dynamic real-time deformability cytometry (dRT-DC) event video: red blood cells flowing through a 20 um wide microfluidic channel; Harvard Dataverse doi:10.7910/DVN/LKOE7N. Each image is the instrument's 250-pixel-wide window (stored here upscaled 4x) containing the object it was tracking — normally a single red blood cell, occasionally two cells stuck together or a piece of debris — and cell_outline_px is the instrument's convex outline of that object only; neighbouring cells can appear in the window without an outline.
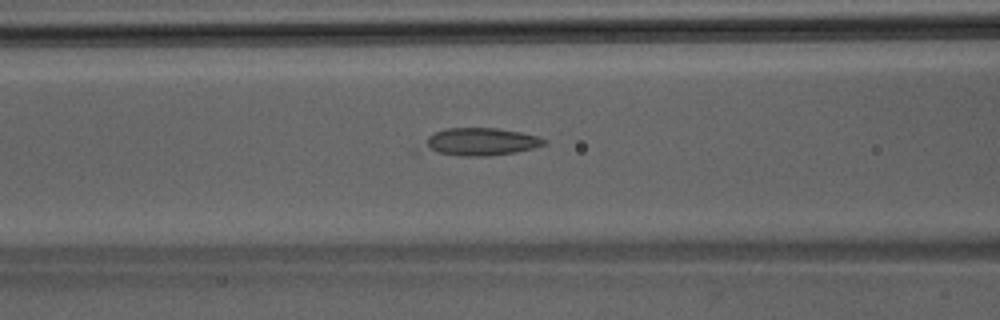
{"species": "Egyptian fruit bat (a non-hibernating species)", "species_latin": "Rousettus aegyptiacus", "temperature_condition": "room temperature", "stored_images_in_passage": 28, "camera_frame_rate_fps": 3000, "um_per_image_px": 0.085, "animal": {"sex": "male"}, "frame": {"image": 1, "passage_image": 6, "time_ms": 1.667, "image_size_px": [1000, 320], "cell_outline_px": [[548, 144], [536, 148], [516, 152], [488, 156], [464, 156], [412, 152], [428, 136], [436, 132], [448, 128], [496, 128], [520, 132], [536, 136], [548, 140]], "centroid_in_image_um": [40.68, 12.09], "position_along_channel_um": 125.9, "area_um2": 20.35}}
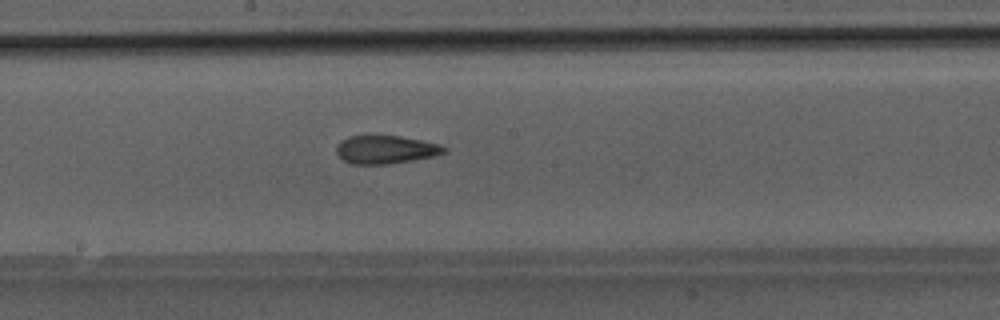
{"frame": {"image": 2, "passage_image": 12, "time_ms": 3.667, "image_size_px": [1000, 320], "cell_outline_px": [[448, 148], [444, 152], [432, 156], [412, 160], [388, 164], [352, 164], [344, 160], [336, 152], [336, 144], [340, 140], [348, 136], [372, 132], [400, 136], [440, 144]], "centroid_in_image_um": [32.7, 12.66], "position_along_channel_um": 215.5, "area_um2": 18.32}}
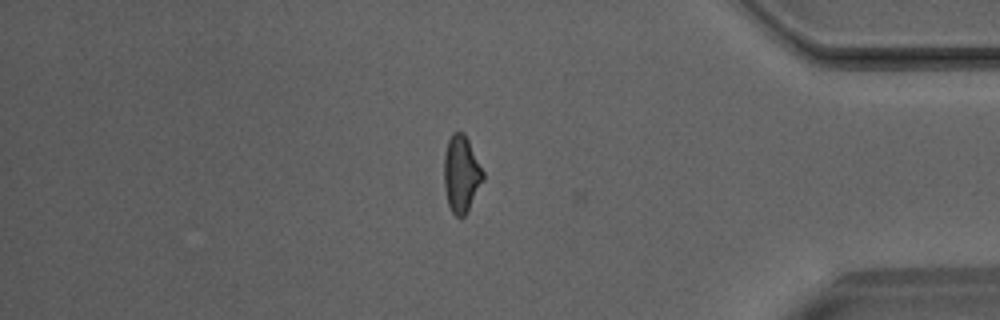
{"frame": {"image": 3, "passage_image": 26, "time_ms": 8.333, "image_size_px": [1000, 320], "cell_outline_px": [[484, 180], [464, 216], [456, 216], [452, 212], [448, 204], [444, 188], [444, 152], [448, 140], [452, 132], [464, 132], [484, 172]], "centroid_in_image_um": [39.2, 14.76], "position_along_channel_um": 396.0, "area_um2": 17.4}}